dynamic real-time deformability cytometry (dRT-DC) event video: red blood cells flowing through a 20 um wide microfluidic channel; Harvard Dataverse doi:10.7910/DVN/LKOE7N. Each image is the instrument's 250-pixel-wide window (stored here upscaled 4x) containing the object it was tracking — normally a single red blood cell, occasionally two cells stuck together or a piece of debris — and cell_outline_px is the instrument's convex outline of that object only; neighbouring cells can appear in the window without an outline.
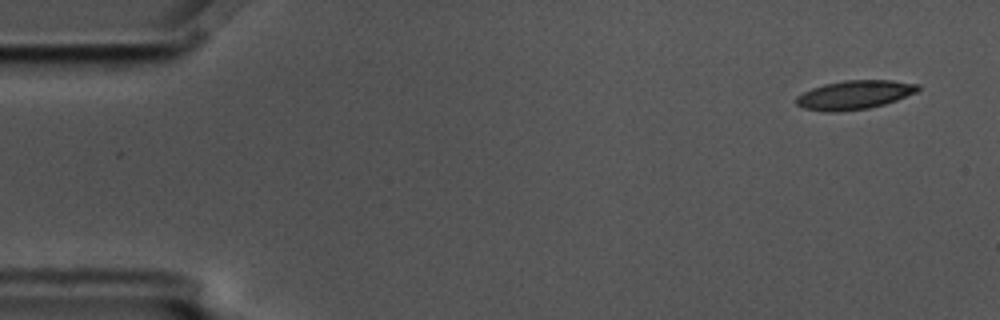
{"species": "common noctule bat (a hibernating species)", "species_latin": "Nyctalus noctula", "temperature_condition": "cold", "stored_images_in_passage": 4, "camera_frame_rate_fps": 3000, "um_per_image_px": 0.085, "animal": {"sex": "male", "body_mass_g": 17.5, "forearm_length_mm": 52.3}, "frame": {"image": 1, "passage_image": 1, "time_ms": 0.0, "image_size_px": [1000, 320], "cell_outline_px": [[920, 88], [916, 92], [896, 100], [884, 104], [868, 108], [836, 112], [824, 112], [804, 108], [796, 104], [796, 96], [812, 88], [824, 84], [844, 80], [892, 80], [920, 84]], "centroid_in_image_um": [72.62, 8.06], "position_along_channel_um": 12.4, "area_um2": 20.46}}
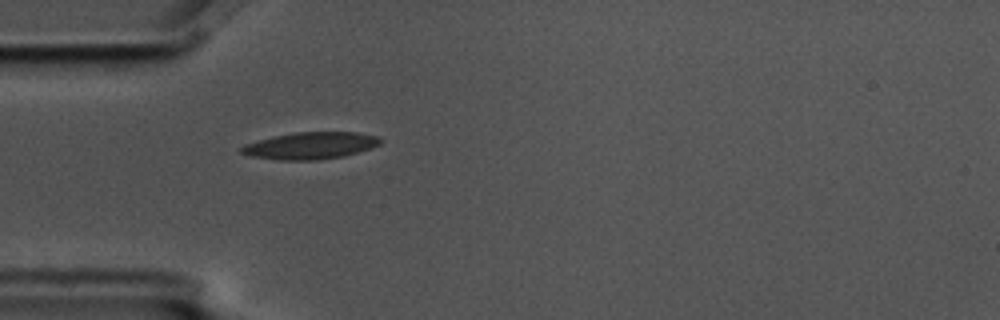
{"frame": {"image": 2, "passage_image": 4, "time_ms": 1.0, "image_size_px": [1000, 320], "cell_outline_px": [[384, 140], [380, 144], [372, 148], [344, 156], [316, 160], [280, 160], [252, 156], [240, 152], [240, 148], [244, 144], [272, 136], [296, 132], [356, 132], [380, 136]], "centroid_in_image_um": [26.43, 12.37], "position_along_channel_um": 58.6, "area_um2": 21.96}}